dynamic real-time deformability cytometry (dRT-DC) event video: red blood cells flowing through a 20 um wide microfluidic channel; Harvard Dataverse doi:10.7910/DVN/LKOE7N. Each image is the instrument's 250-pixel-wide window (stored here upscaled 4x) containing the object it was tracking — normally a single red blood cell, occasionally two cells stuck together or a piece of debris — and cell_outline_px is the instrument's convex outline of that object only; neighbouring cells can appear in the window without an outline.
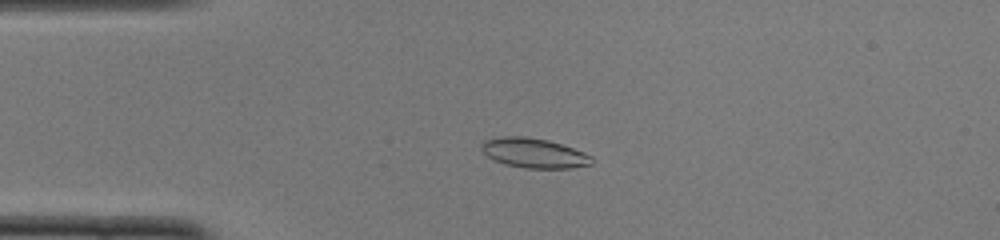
{"species": "common noctule bat (a hibernating species)", "species_latin": "Nyctalus noctula", "temperature_condition": "cold", "stored_images_in_passage": 50, "camera_frame_rate_fps": 3000, "um_per_image_px": 0.085, "animal": {"sex": "female", "body_mass_g": 22.0, "forearm_length_mm": 56.7}, "frame": {"image": 1, "passage_image": 12, "time_ms": 3.667, "image_size_px": [1000, 240], "cell_outline_px": [[592, 164], [568, 168], [524, 168], [504, 164], [492, 160], [480, 148], [480, 144], [484, 140], [504, 136], [524, 136], [548, 140], [584, 152], [592, 156]], "centroid_in_image_um": [45.35, 13.01], "position_along_channel_um": 39.7, "area_um2": 19.07}}
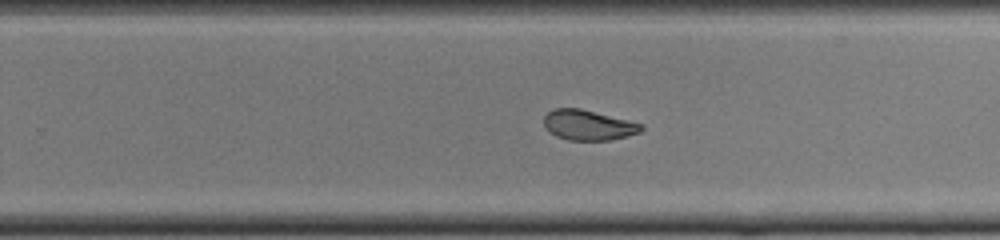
{"frame": {"image": 2, "passage_image": 32, "time_ms": 10.333, "image_size_px": [1000, 240], "cell_outline_px": [[644, 128], [640, 132], [628, 136], [612, 140], [568, 140], [556, 136], [548, 132], [544, 124], [544, 116], [552, 108], [580, 108], [644, 124]], "centroid_in_image_um": [50.0, 10.63], "position_along_channel_um": 279.8, "area_um2": 17.28}}
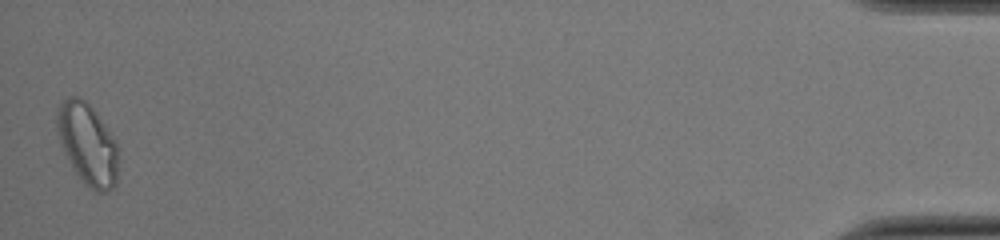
{"frame": {"image": 3, "passage_image": 50, "time_ms": 16.333, "image_size_px": [1000, 240], "cell_outline_px": [[120, 156], [116, 184], [108, 192], [96, 192], [76, 172], [64, 152], [60, 144], [56, 128], [56, 108], [60, 100], [68, 96], [76, 96], [84, 100], [96, 112], [108, 128], [116, 144]], "centroid_in_image_um": [7.44, 12.2], "position_along_channel_um": 427.8, "area_um2": 29.3}, "authors_computed_cell_mechanics": {"area_um2": 18.785, "velocity_mm_per_s": 3.9825, "shape_relaxation_time_tau1_ms": 8.1049, "shape_relaxation_time_tau2_ms": 1.8249, "deformation_change_tau1": 0.1467, "deformation_change_tau2": 0.0546}}